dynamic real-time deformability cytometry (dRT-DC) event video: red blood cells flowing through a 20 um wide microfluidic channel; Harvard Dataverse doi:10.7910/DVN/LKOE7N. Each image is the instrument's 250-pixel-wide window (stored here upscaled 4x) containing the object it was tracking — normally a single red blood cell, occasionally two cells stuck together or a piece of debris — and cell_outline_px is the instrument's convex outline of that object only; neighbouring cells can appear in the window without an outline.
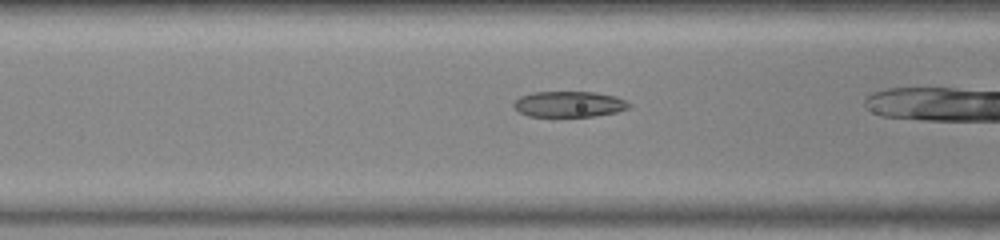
{"species": "common noctule bat (a hibernating species)", "species_latin": "Nyctalus noctula", "temperature_condition": "warm", "stored_images_in_passage": 36, "camera_frame_rate_fps": 3000, "um_per_image_px": 0.085, "animal": {"sex": "female", "body_mass_g": 23.0, "forearm_length_mm": 53.4}, "frame": {"image": 1, "passage_image": 17, "time_ms": 5.333, "image_size_px": [1000, 240], "cell_outline_px": [[632, 104], [628, 108], [616, 112], [592, 116], [528, 116], [520, 112], [512, 104], [520, 96], [532, 92], [596, 92], [616, 96]], "centroid_in_image_um": [48.38, 8.84], "position_along_channel_um": 118.2, "area_um2": 17.22}}
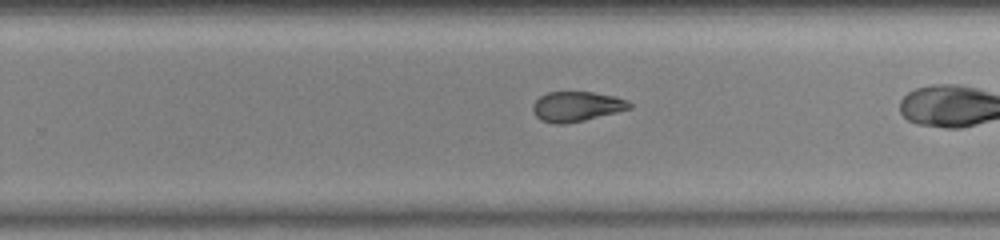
{"frame": {"image": 2, "passage_image": 29, "time_ms": 9.333, "image_size_px": [1000, 240], "cell_outline_px": [[632, 108], [584, 120], [564, 124], [556, 124], [540, 120], [536, 116], [532, 108], [532, 104], [540, 96], [548, 92], [592, 92], [616, 96], [628, 100], [632, 104]], "centroid_in_image_um": [49.01, 9.04], "position_along_channel_um": 280.8, "area_um2": 16.88}}
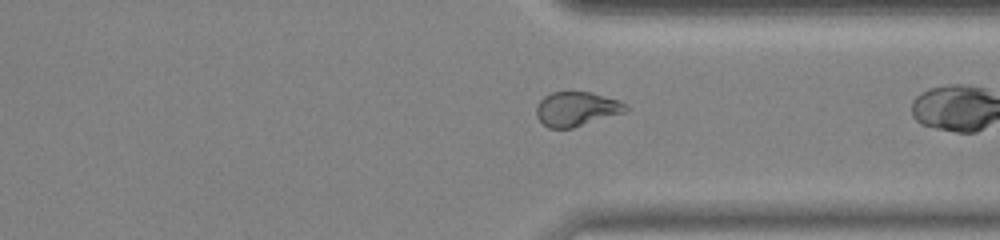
{"frame": {"image": 3, "passage_image": 35, "time_ms": 11.333, "image_size_px": [1000, 240], "cell_outline_px": [[628, 108], [624, 112], [572, 128], [548, 128], [536, 116], [536, 108], [540, 100], [544, 96], [552, 92], [592, 92], [620, 100], [628, 104]], "centroid_in_image_um": [49.01, 9.25], "position_along_channel_um": 362.4, "area_um2": 17.86}}